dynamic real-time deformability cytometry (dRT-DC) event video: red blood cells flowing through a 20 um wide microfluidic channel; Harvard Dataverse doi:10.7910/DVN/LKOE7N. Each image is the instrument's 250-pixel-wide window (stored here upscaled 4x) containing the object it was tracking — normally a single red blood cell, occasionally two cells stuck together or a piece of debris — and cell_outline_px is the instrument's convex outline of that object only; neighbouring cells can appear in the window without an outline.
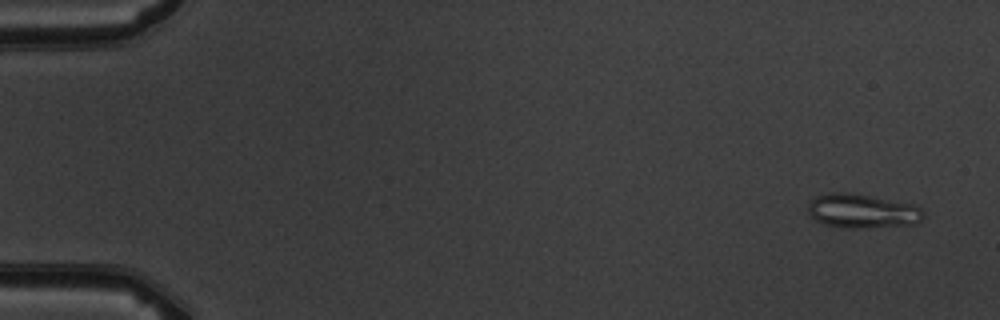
{"species": "common noctule bat (a hibernating species)", "species_latin": "Nyctalus noctula", "temperature_condition": "warm", "stored_images_in_passage": 5, "camera_frame_rate_fps": 3000, "um_per_image_px": 0.085, "animal": {"sex": "male", "body_mass_g": 19.5, "forearm_length_mm": 54.6}, "frame": {"image": 1, "passage_image": 1, "time_ms": 0.0, "image_size_px": [1000, 320], "cell_outline_px": [[924, 216], [916, 224], [864, 228], [848, 228], [824, 224], [816, 220], [808, 212], [808, 204], [816, 196], [828, 192], [844, 192], [916, 204], [924, 212]], "centroid_in_image_um": [73.3, 17.94], "position_along_channel_um": 11.7, "area_um2": 22.89}}
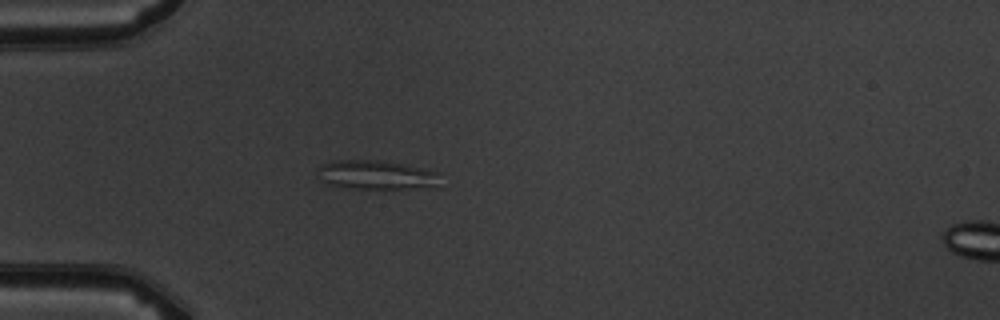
{"frame": {"image": 2, "passage_image": 5, "time_ms": 4.333, "image_size_px": [1000, 320], "cell_outline_px": [[440, 188], [352, 188], [328, 184], [316, 172], [320, 164], [336, 160], [380, 160], [404, 164], [440, 172]], "centroid_in_image_um": [32.07, 14.86], "position_along_channel_um": 52.9, "area_um2": 20.98}}